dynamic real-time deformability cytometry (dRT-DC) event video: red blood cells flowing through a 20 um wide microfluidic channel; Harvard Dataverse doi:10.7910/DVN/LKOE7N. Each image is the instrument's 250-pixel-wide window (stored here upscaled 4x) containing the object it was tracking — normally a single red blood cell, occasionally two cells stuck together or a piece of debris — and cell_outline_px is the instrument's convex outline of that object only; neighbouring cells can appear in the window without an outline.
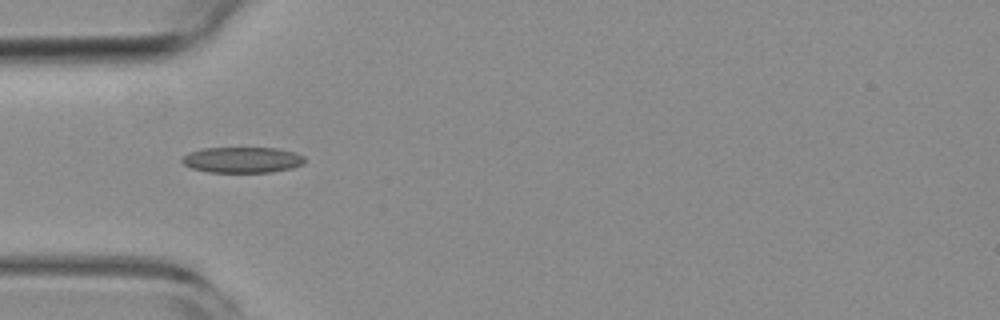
{"species": "common noctule bat (a hibernating species)", "species_latin": "Nyctalus noctula", "temperature_condition": "room temperature", "stored_images_in_passage": 1, "camera_frame_rate_fps": 3000, "um_per_image_px": 0.085, "animal": {"sex": "female", "body_mass_g": 19.3, "forearm_length_mm": 54.1}, "frame": {"image": 1, "passage_image": 1, "time_ms": 0.0, "image_size_px": [1000, 320], "cell_outline_px": [[304, 164], [292, 168], [272, 172], [208, 172], [192, 168], [184, 164], [180, 160], [188, 152], [204, 148], [276, 148], [296, 152], [304, 156]], "centroid_in_image_um": [20.61, 13.59], "position_along_channel_um": 64.4, "area_um2": 18.5}}